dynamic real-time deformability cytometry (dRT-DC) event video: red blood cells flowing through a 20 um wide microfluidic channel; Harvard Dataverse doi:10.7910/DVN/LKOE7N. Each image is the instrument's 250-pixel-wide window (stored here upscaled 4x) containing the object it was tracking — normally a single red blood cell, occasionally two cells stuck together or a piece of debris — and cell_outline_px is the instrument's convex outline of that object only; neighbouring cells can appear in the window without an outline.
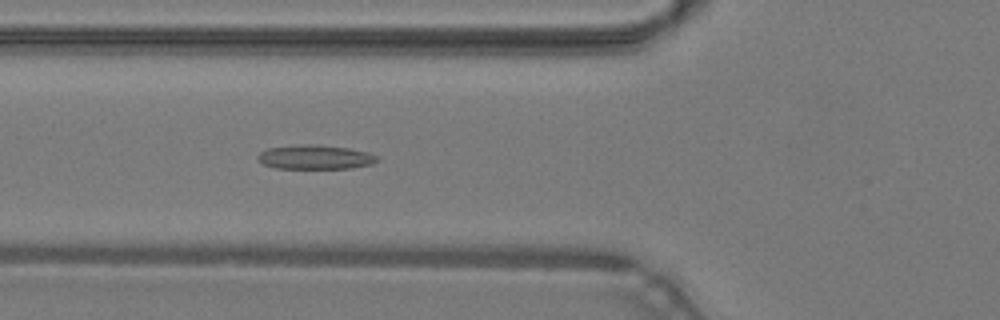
{"species": "common noctule bat (a hibernating species)", "species_latin": "Nyctalus noctula", "temperature_condition": "warm", "stored_images_in_passage": 48, "camera_frame_rate_fps": 3000, "um_per_image_px": 0.085, "animal": {"sex": "male", "body_mass_g": 19.2, "forearm_length_mm": 51.8}, "frame": {"image": 1, "passage_image": 18, "time_ms": 5.667, "image_size_px": [1000, 320], "cell_outline_px": [[380, 160], [372, 164], [352, 168], [276, 168], [264, 164], [256, 156], [260, 152], [268, 148], [300, 144], [316, 144], [348, 148], [368, 152], [376, 156]], "centroid_in_image_um": [26.81, 13.35], "position_along_channel_um": 99.0, "area_um2": 16.82}}
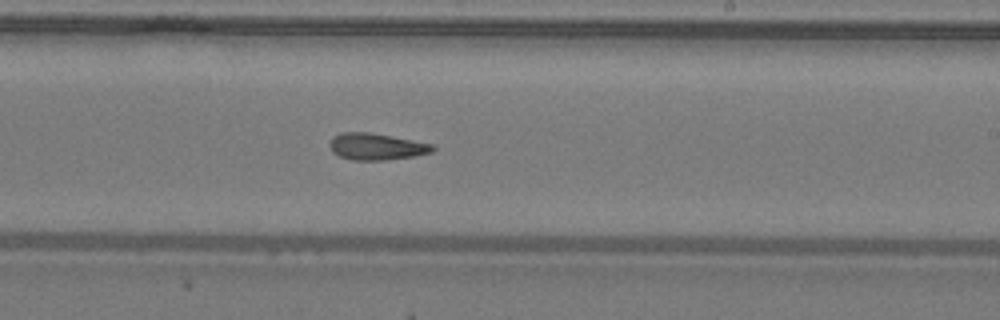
{"frame": {"image": 2, "passage_image": 29, "time_ms": 9.333, "image_size_px": [1000, 320], "cell_outline_px": [[436, 148], [432, 152], [412, 156], [384, 160], [352, 160], [340, 156], [332, 152], [328, 144], [332, 136], [340, 132], [368, 132], [432, 144]], "centroid_in_image_um": [31.93, 12.46], "position_along_channel_um": 257.1, "area_um2": 15.9}}
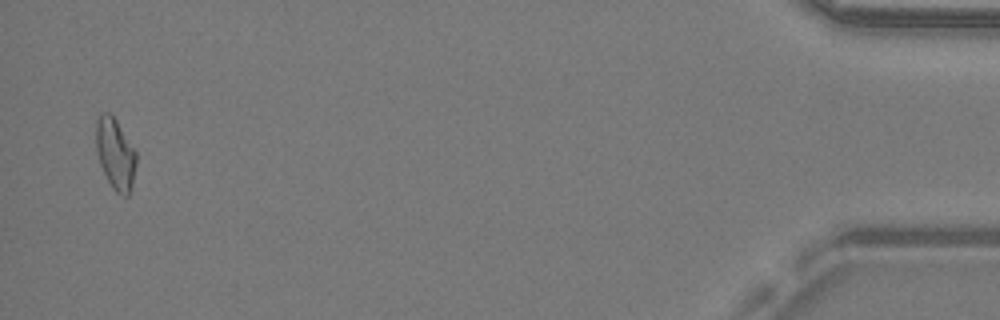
{"frame": {"image": 3, "passage_image": 47, "time_ms": 15.333, "image_size_px": [1000, 320], "cell_outline_px": [[136, 164], [132, 184], [128, 196], [120, 196], [112, 188], [100, 164], [96, 152], [96, 120], [104, 112], [108, 112], [116, 120], [136, 152]], "centroid_in_image_um": [9.8, 13.1], "position_along_channel_um": 425.4, "area_um2": 16.47}, "authors_computed_cell_mechanics": {"area_um2": 16.473, "velocity_mm_per_s": 4.2984, "shape_relaxation_time_tau1_ms": null, "shape_relaxation_time_tau2_ms": 4.3474, "deformation_change_tau1": null, "deformation_change_tau2": 0.1278}}